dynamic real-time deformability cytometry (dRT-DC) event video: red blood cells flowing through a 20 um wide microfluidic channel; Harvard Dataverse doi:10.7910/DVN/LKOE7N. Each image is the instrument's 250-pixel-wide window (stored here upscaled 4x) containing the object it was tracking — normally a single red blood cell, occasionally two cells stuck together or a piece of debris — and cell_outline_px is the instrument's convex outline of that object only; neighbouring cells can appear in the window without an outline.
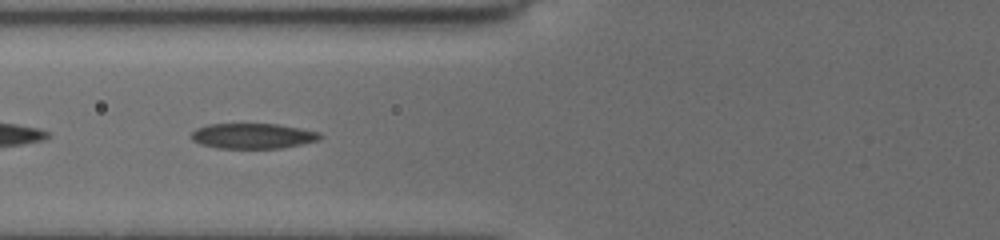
{"species": "common noctule bat (a hibernating species)", "species_latin": "Nyctalus noctula", "temperature_condition": "cold", "stored_images_in_passage": 36, "camera_frame_rate_fps": 3000, "um_per_image_px": 0.085, "animal": {"sex": "female", "body_mass_g": 19.5, "forearm_length_mm": 54.1}, "frame": {"image": 1, "passage_image": 4, "time_ms": 1.0, "image_size_px": [1000, 240], "cell_outline_px": [[324, 136], [320, 140], [280, 148], [216, 148], [200, 144], [192, 140], [188, 136], [196, 128], [208, 124], [280, 124], [320, 132]], "centroid_in_image_um": [21.48, 11.55], "position_along_channel_um": 104.3, "area_um2": 19.19}}
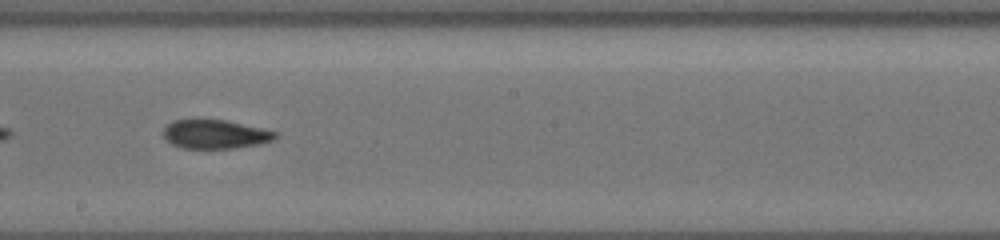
{"frame": {"image": 2, "passage_image": 14, "time_ms": 4.333, "image_size_px": [1000, 240], "cell_outline_px": [[280, 132], [272, 140], [260, 144], [232, 148], [184, 148], [172, 144], [164, 136], [164, 128], [172, 120], [224, 120]], "centroid_in_image_um": [18.31, 11.41], "position_along_channel_um": 229.9, "area_um2": 18.55}}
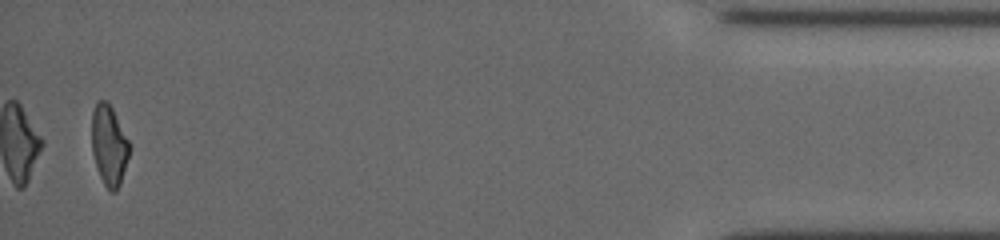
{"frame": {"image": 3, "passage_image": 35, "time_ms": 11.333, "image_size_px": [1000, 240], "cell_outline_px": [[128, 156], [120, 184], [116, 192], [108, 192], [100, 176], [92, 152], [92, 112], [96, 100], [104, 100], [112, 108], [128, 140]], "centroid_in_image_um": [9.24, 12.36], "position_along_channel_um": 426.0, "area_um2": 17.28}, "authors_computed_cell_mechanics": {"area_um2": 19.0162, "velocity_mm_per_s": 3.7599, "shape_relaxation_time_tau1_ms": 5.9067, "shape_relaxation_time_tau2_ms": 4.2237, "deformation_change_tau1": 0.1684, "deformation_change_tau2": 0.1251}}